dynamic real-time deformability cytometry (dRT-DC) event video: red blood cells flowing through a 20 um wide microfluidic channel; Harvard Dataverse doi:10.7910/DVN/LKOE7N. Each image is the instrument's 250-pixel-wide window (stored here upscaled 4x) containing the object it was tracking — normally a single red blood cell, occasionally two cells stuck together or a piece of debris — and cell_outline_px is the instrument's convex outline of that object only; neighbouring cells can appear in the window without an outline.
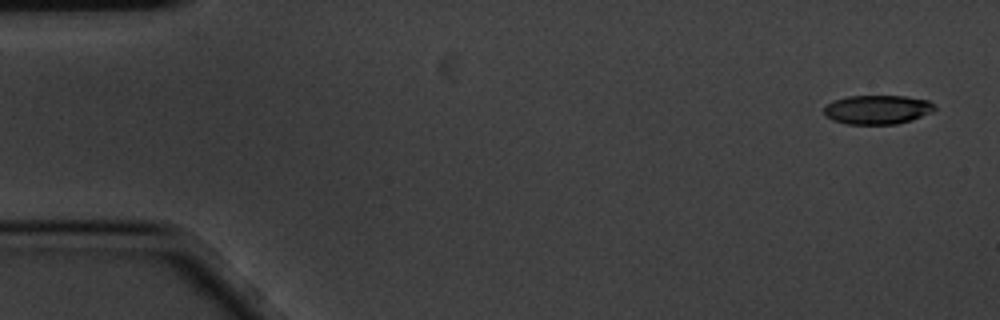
{"species": "common noctule bat (a hibernating species)", "species_latin": "Nyctalus noctula", "temperature_condition": "cold", "stored_images_in_passage": 4, "camera_frame_rate_fps": 3000, "um_per_image_px": 0.085, "animal": {"sex": "male", "body_mass_g": 20.1, "forearm_length_mm": 53.5}, "frame": {"image": 1, "passage_image": 1, "time_ms": 0.0, "image_size_px": [1000, 320], "cell_outline_px": [[936, 108], [932, 112], [912, 120], [896, 124], [848, 124], [832, 120], [824, 116], [824, 108], [832, 100], [848, 96], [904, 96], [928, 100], [936, 104]], "centroid_in_image_um": [74.58, 9.31], "position_along_channel_um": 10.4, "area_um2": 18.9}}